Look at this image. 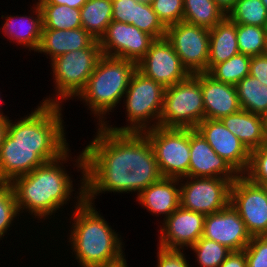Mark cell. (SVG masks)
Listing matches in <instances>:
<instances>
[{
	"label": "cell",
	"instance_id": "obj_40",
	"mask_svg": "<svg viewBox=\"0 0 267 267\" xmlns=\"http://www.w3.org/2000/svg\"><path fill=\"white\" fill-rule=\"evenodd\" d=\"M249 75L267 86V55L251 56Z\"/></svg>",
	"mask_w": 267,
	"mask_h": 267
},
{
	"label": "cell",
	"instance_id": "obj_15",
	"mask_svg": "<svg viewBox=\"0 0 267 267\" xmlns=\"http://www.w3.org/2000/svg\"><path fill=\"white\" fill-rule=\"evenodd\" d=\"M205 215L179 206L170 216L162 220L158 246L167 249L186 250L203 235Z\"/></svg>",
	"mask_w": 267,
	"mask_h": 267
},
{
	"label": "cell",
	"instance_id": "obj_29",
	"mask_svg": "<svg viewBox=\"0 0 267 267\" xmlns=\"http://www.w3.org/2000/svg\"><path fill=\"white\" fill-rule=\"evenodd\" d=\"M227 17L236 24L267 26V8L261 0H237Z\"/></svg>",
	"mask_w": 267,
	"mask_h": 267
},
{
	"label": "cell",
	"instance_id": "obj_9",
	"mask_svg": "<svg viewBox=\"0 0 267 267\" xmlns=\"http://www.w3.org/2000/svg\"><path fill=\"white\" fill-rule=\"evenodd\" d=\"M152 148L163 177H188L190 164V128L157 126L143 132Z\"/></svg>",
	"mask_w": 267,
	"mask_h": 267
},
{
	"label": "cell",
	"instance_id": "obj_36",
	"mask_svg": "<svg viewBox=\"0 0 267 267\" xmlns=\"http://www.w3.org/2000/svg\"><path fill=\"white\" fill-rule=\"evenodd\" d=\"M244 176L258 185L267 182V142L250 151V162Z\"/></svg>",
	"mask_w": 267,
	"mask_h": 267
},
{
	"label": "cell",
	"instance_id": "obj_16",
	"mask_svg": "<svg viewBox=\"0 0 267 267\" xmlns=\"http://www.w3.org/2000/svg\"><path fill=\"white\" fill-rule=\"evenodd\" d=\"M212 149L226 160L240 175H244L250 162V151L220 119H204L195 128Z\"/></svg>",
	"mask_w": 267,
	"mask_h": 267
},
{
	"label": "cell",
	"instance_id": "obj_19",
	"mask_svg": "<svg viewBox=\"0 0 267 267\" xmlns=\"http://www.w3.org/2000/svg\"><path fill=\"white\" fill-rule=\"evenodd\" d=\"M205 119H221L241 110L234 85L215 80L207 72L201 73Z\"/></svg>",
	"mask_w": 267,
	"mask_h": 267
},
{
	"label": "cell",
	"instance_id": "obj_18",
	"mask_svg": "<svg viewBox=\"0 0 267 267\" xmlns=\"http://www.w3.org/2000/svg\"><path fill=\"white\" fill-rule=\"evenodd\" d=\"M240 174L212 149L204 137L190 128L188 177H220L234 181Z\"/></svg>",
	"mask_w": 267,
	"mask_h": 267
},
{
	"label": "cell",
	"instance_id": "obj_1",
	"mask_svg": "<svg viewBox=\"0 0 267 267\" xmlns=\"http://www.w3.org/2000/svg\"><path fill=\"white\" fill-rule=\"evenodd\" d=\"M95 133L83 149L85 199L90 203L105 192L138 196L163 177L144 133L115 132L103 125Z\"/></svg>",
	"mask_w": 267,
	"mask_h": 267
},
{
	"label": "cell",
	"instance_id": "obj_6",
	"mask_svg": "<svg viewBox=\"0 0 267 267\" xmlns=\"http://www.w3.org/2000/svg\"><path fill=\"white\" fill-rule=\"evenodd\" d=\"M165 87L145 76L138 69L131 76L123 104L127 125L116 127L107 121L103 126L115 132L143 133L159 126ZM153 123V124H152ZM114 126V127H112Z\"/></svg>",
	"mask_w": 267,
	"mask_h": 267
},
{
	"label": "cell",
	"instance_id": "obj_49",
	"mask_svg": "<svg viewBox=\"0 0 267 267\" xmlns=\"http://www.w3.org/2000/svg\"><path fill=\"white\" fill-rule=\"evenodd\" d=\"M261 187L264 189L265 194H266V196H267V182H263V183L261 184Z\"/></svg>",
	"mask_w": 267,
	"mask_h": 267
},
{
	"label": "cell",
	"instance_id": "obj_11",
	"mask_svg": "<svg viewBox=\"0 0 267 267\" xmlns=\"http://www.w3.org/2000/svg\"><path fill=\"white\" fill-rule=\"evenodd\" d=\"M165 38L191 75L207 72L209 29L181 21L166 28Z\"/></svg>",
	"mask_w": 267,
	"mask_h": 267
},
{
	"label": "cell",
	"instance_id": "obj_7",
	"mask_svg": "<svg viewBox=\"0 0 267 267\" xmlns=\"http://www.w3.org/2000/svg\"><path fill=\"white\" fill-rule=\"evenodd\" d=\"M102 55L99 41L95 40L88 48L54 58L49 64L53 72L55 94L53 93V98L50 95L43 98L42 103L63 106V100L76 99L85 88Z\"/></svg>",
	"mask_w": 267,
	"mask_h": 267
},
{
	"label": "cell",
	"instance_id": "obj_23",
	"mask_svg": "<svg viewBox=\"0 0 267 267\" xmlns=\"http://www.w3.org/2000/svg\"><path fill=\"white\" fill-rule=\"evenodd\" d=\"M220 120L249 151L267 142L261 115L241 109L236 113L222 117Z\"/></svg>",
	"mask_w": 267,
	"mask_h": 267
},
{
	"label": "cell",
	"instance_id": "obj_43",
	"mask_svg": "<svg viewBox=\"0 0 267 267\" xmlns=\"http://www.w3.org/2000/svg\"><path fill=\"white\" fill-rule=\"evenodd\" d=\"M9 119L0 117V150L8 132Z\"/></svg>",
	"mask_w": 267,
	"mask_h": 267
},
{
	"label": "cell",
	"instance_id": "obj_45",
	"mask_svg": "<svg viewBox=\"0 0 267 267\" xmlns=\"http://www.w3.org/2000/svg\"><path fill=\"white\" fill-rule=\"evenodd\" d=\"M263 126H264V134L267 140V113L262 116Z\"/></svg>",
	"mask_w": 267,
	"mask_h": 267
},
{
	"label": "cell",
	"instance_id": "obj_2",
	"mask_svg": "<svg viewBox=\"0 0 267 267\" xmlns=\"http://www.w3.org/2000/svg\"><path fill=\"white\" fill-rule=\"evenodd\" d=\"M62 111L61 105L39 103L29 115L9 119L0 150V181L11 182L69 149Z\"/></svg>",
	"mask_w": 267,
	"mask_h": 267
},
{
	"label": "cell",
	"instance_id": "obj_31",
	"mask_svg": "<svg viewBox=\"0 0 267 267\" xmlns=\"http://www.w3.org/2000/svg\"><path fill=\"white\" fill-rule=\"evenodd\" d=\"M239 53L249 56L263 55L266 49V27L236 24Z\"/></svg>",
	"mask_w": 267,
	"mask_h": 267
},
{
	"label": "cell",
	"instance_id": "obj_3",
	"mask_svg": "<svg viewBox=\"0 0 267 267\" xmlns=\"http://www.w3.org/2000/svg\"><path fill=\"white\" fill-rule=\"evenodd\" d=\"M70 150L69 148L58 159L44 163L32 172L16 177L10 182L20 215L22 212H28L35 220L38 218L44 222L54 218L59 209L63 210V206L70 203L69 199L73 197L72 192L76 188L73 187L75 185L73 178L69 176L63 164L68 160L75 162L73 165L82 176H85L83 149L75 156L77 157L75 160Z\"/></svg>",
	"mask_w": 267,
	"mask_h": 267
},
{
	"label": "cell",
	"instance_id": "obj_22",
	"mask_svg": "<svg viewBox=\"0 0 267 267\" xmlns=\"http://www.w3.org/2000/svg\"><path fill=\"white\" fill-rule=\"evenodd\" d=\"M95 40L82 27L67 30L42 29L39 47L35 52L48 55L51 62L67 52L88 48Z\"/></svg>",
	"mask_w": 267,
	"mask_h": 267
},
{
	"label": "cell",
	"instance_id": "obj_21",
	"mask_svg": "<svg viewBox=\"0 0 267 267\" xmlns=\"http://www.w3.org/2000/svg\"><path fill=\"white\" fill-rule=\"evenodd\" d=\"M31 10L29 16L1 15V18L6 21L0 27L1 32L4 36H7V39L9 38L11 43L15 42L18 45H22L23 48H29L30 52L38 49L43 29L40 6L35 2Z\"/></svg>",
	"mask_w": 267,
	"mask_h": 267
},
{
	"label": "cell",
	"instance_id": "obj_35",
	"mask_svg": "<svg viewBox=\"0 0 267 267\" xmlns=\"http://www.w3.org/2000/svg\"><path fill=\"white\" fill-rule=\"evenodd\" d=\"M152 8L166 28L183 21V0H154Z\"/></svg>",
	"mask_w": 267,
	"mask_h": 267
},
{
	"label": "cell",
	"instance_id": "obj_37",
	"mask_svg": "<svg viewBox=\"0 0 267 267\" xmlns=\"http://www.w3.org/2000/svg\"><path fill=\"white\" fill-rule=\"evenodd\" d=\"M244 251L247 267H267V236H253Z\"/></svg>",
	"mask_w": 267,
	"mask_h": 267
},
{
	"label": "cell",
	"instance_id": "obj_48",
	"mask_svg": "<svg viewBox=\"0 0 267 267\" xmlns=\"http://www.w3.org/2000/svg\"><path fill=\"white\" fill-rule=\"evenodd\" d=\"M136 1L143 4L152 5L154 0H136Z\"/></svg>",
	"mask_w": 267,
	"mask_h": 267
},
{
	"label": "cell",
	"instance_id": "obj_41",
	"mask_svg": "<svg viewBox=\"0 0 267 267\" xmlns=\"http://www.w3.org/2000/svg\"><path fill=\"white\" fill-rule=\"evenodd\" d=\"M219 267H247L245 251H232Z\"/></svg>",
	"mask_w": 267,
	"mask_h": 267
},
{
	"label": "cell",
	"instance_id": "obj_51",
	"mask_svg": "<svg viewBox=\"0 0 267 267\" xmlns=\"http://www.w3.org/2000/svg\"><path fill=\"white\" fill-rule=\"evenodd\" d=\"M265 55H267V37H266V49H265Z\"/></svg>",
	"mask_w": 267,
	"mask_h": 267
},
{
	"label": "cell",
	"instance_id": "obj_39",
	"mask_svg": "<svg viewBox=\"0 0 267 267\" xmlns=\"http://www.w3.org/2000/svg\"><path fill=\"white\" fill-rule=\"evenodd\" d=\"M136 0H112V20L133 25Z\"/></svg>",
	"mask_w": 267,
	"mask_h": 267
},
{
	"label": "cell",
	"instance_id": "obj_24",
	"mask_svg": "<svg viewBox=\"0 0 267 267\" xmlns=\"http://www.w3.org/2000/svg\"><path fill=\"white\" fill-rule=\"evenodd\" d=\"M239 54L236 23L227 16L209 30L207 73L216 65Z\"/></svg>",
	"mask_w": 267,
	"mask_h": 267
},
{
	"label": "cell",
	"instance_id": "obj_26",
	"mask_svg": "<svg viewBox=\"0 0 267 267\" xmlns=\"http://www.w3.org/2000/svg\"><path fill=\"white\" fill-rule=\"evenodd\" d=\"M183 5V21L209 30L227 16L214 0H183Z\"/></svg>",
	"mask_w": 267,
	"mask_h": 267
},
{
	"label": "cell",
	"instance_id": "obj_17",
	"mask_svg": "<svg viewBox=\"0 0 267 267\" xmlns=\"http://www.w3.org/2000/svg\"><path fill=\"white\" fill-rule=\"evenodd\" d=\"M202 237L216 241L231 251L244 250L252 238L231 204L218 212L205 215Z\"/></svg>",
	"mask_w": 267,
	"mask_h": 267
},
{
	"label": "cell",
	"instance_id": "obj_42",
	"mask_svg": "<svg viewBox=\"0 0 267 267\" xmlns=\"http://www.w3.org/2000/svg\"><path fill=\"white\" fill-rule=\"evenodd\" d=\"M87 0H37V4L67 5L70 8L81 9Z\"/></svg>",
	"mask_w": 267,
	"mask_h": 267
},
{
	"label": "cell",
	"instance_id": "obj_20",
	"mask_svg": "<svg viewBox=\"0 0 267 267\" xmlns=\"http://www.w3.org/2000/svg\"><path fill=\"white\" fill-rule=\"evenodd\" d=\"M139 205L164 220L180 206V179L162 177L144 189L137 197Z\"/></svg>",
	"mask_w": 267,
	"mask_h": 267
},
{
	"label": "cell",
	"instance_id": "obj_44",
	"mask_svg": "<svg viewBox=\"0 0 267 267\" xmlns=\"http://www.w3.org/2000/svg\"><path fill=\"white\" fill-rule=\"evenodd\" d=\"M237 0H214V2L227 14L228 11L236 4Z\"/></svg>",
	"mask_w": 267,
	"mask_h": 267
},
{
	"label": "cell",
	"instance_id": "obj_46",
	"mask_svg": "<svg viewBox=\"0 0 267 267\" xmlns=\"http://www.w3.org/2000/svg\"><path fill=\"white\" fill-rule=\"evenodd\" d=\"M109 267H129V266L127 264V260L125 259L123 262Z\"/></svg>",
	"mask_w": 267,
	"mask_h": 267
},
{
	"label": "cell",
	"instance_id": "obj_30",
	"mask_svg": "<svg viewBox=\"0 0 267 267\" xmlns=\"http://www.w3.org/2000/svg\"><path fill=\"white\" fill-rule=\"evenodd\" d=\"M250 61L251 56L239 53L225 62L216 64L208 74L217 81L235 86L249 75Z\"/></svg>",
	"mask_w": 267,
	"mask_h": 267
},
{
	"label": "cell",
	"instance_id": "obj_13",
	"mask_svg": "<svg viewBox=\"0 0 267 267\" xmlns=\"http://www.w3.org/2000/svg\"><path fill=\"white\" fill-rule=\"evenodd\" d=\"M137 69L165 88L191 75L165 37L151 43L146 55L137 63Z\"/></svg>",
	"mask_w": 267,
	"mask_h": 267
},
{
	"label": "cell",
	"instance_id": "obj_5",
	"mask_svg": "<svg viewBox=\"0 0 267 267\" xmlns=\"http://www.w3.org/2000/svg\"><path fill=\"white\" fill-rule=\"evenodd\" d=\"M136 69L134 61L123 58L102 55L99 59L85 88L77 96V100L87 105L90 114L93 113V118H97L96 126L104 125L107 122L105 115L120 104Z\"/></svg>",
	"mask_w": 267,
	"mask_h": 267
},
{
	"label": "cell",
	"instance_id": "obj_38",
	"mask_svg": "<svg viewBox=\"0 0 267 267\" xmlns=\"http://www.w3.org/2000/svg\"><path fill=\"white\" fill-rule=\"evenodd\" d=\"M157 249L156 267H192L187 263V256L183 249H167L161 246Z\"/></svg>",
	"mask_w": 267,
	"mask_h": 267
},
{
	"label": "cell",
	"instance_id": "obj_28",
	"mask_svg": "<svg viewBox=\"0 0 267 267\" xmlns=\"http://www.w3.org/2000/svg\"><path fill=\"white\" fill-rule=\"evenodd\" d=\"M38 5L42 13L43 29L67 30L82 27L80 9L67 5Z\"/></svg>",
	"mask_w": 267,
	"mask_h": 267
},
{
	"label": "cell",
	"instance_id": "obj_50",
	"mask_svg": "<svg viewBox=\"0 0 267 267\" xmlns=\"http://www.w3.org/2000/svg\"><path fill=\"white\" fill-rule=\"evenodd\" d=\"M264 4V6L267 8V0H261Z\"/></svg>",
	"mask_w": 267,
	"mask_h": 267
},
{
	"label": "cell",
	"instance_id": "obj_14",
	"mask_svg": "<svg viewBox=\"0 0 267 267\" xmlns=\"http://www.w3.org/2000/svg\"><path fill=\"white\" fill-rule=\"evenodd\" d=\"M154 40L151 35L132 24L112 20L99 44L103 55L123 58L137 64Z\"/></svg>",
	"mask_w": 267,
	"mask_h": 267
},
{
	"label": "cell",
	"instance_id": "obj_8",
	"mask_svg": "<svg viewBox=\"0 0 267 267\" xmlns=\"http://www.w3.org/2000/svg\"><path fill=\"white\" fill-rule=\"evenodd\" d=\"M204 119L201 73L165 88L160 127L195 129Z\"/></svg>",
	"mask_w": 267,
	"mask_h": 267
},
{
	"label": "cell",
	"instance_id": "obj_47",
	"mask_svg": "<svg viewBox=\"0 0 267 267\" xmlns=\"http://www.w3.org/2000/svg\"><path fill=\"white\" fill-rule=\"evenodd\" d=\"M1 103H2V99H1V95H0V117L9 119V117L3 113V110L1 108L2 107Z\"/></svg>",
	"mask_w": 267,
	"mask_h": 267
},
{
	"label": "cell",
	"instance_id": "obj_33",
	"mask_svg": "<svg viewBox=\"0 0 267 267\" xmlns=\"http://www.w3.org/2000/svg\"><path fill=\"white\" fill-rule=\"evenodd\" d=\"M18 216L20 213L10 182L0 181V240H3L7 231L12 230L10 227L16 219L19 221Z\"/></svg>",
	"mask_w": 267,
	"mask_h": 267
},
{
	"label": "cell",
	"instance_id": "obj_12",
	"mask_svg": "<svg viewBox=\"0 0 267 267\" xmlns=\"http://www.w3.org/2000/svg\"><path fill=\"white\" fill-rule=\"evenodd\" d=\"M230 204L244 221L251 237L267 236V196L261 185L240 175L232 182Z\"/></svg>",
	"mask_w": 267,
	"mask_h": 267
},
{
	"label": "cell",
	"instance_id": "obj_25",
	"mask_svg": "<svg viewBox=\"0 0 267 267\" xmlns=\"http://www.w3.org/2000/svg\"><path fill=\"white\" fill-rule=\"evenodd\" d=\"M112 14V0H87L80 9L82 28L99 41L112 22Z\"/></svg>",
	"mask_w": 267,
	"mask_h": 267
},
{
	"label": "cell",
	"instance_id": "obj_32",
	"mask_svg": "<svg viewBox=\"0 0 267 267\" xmlns=\"http://www.w3.org/2000/svg\"><path fill=\"white\" fill-rule=\"evenodd\" d=\"M190 249L196 253L195 262L200 267H219L232 252L220 243L204 237L199 238Z\"/></svg>",
	"mask_w": 267,
	"mask_h": 267
},
{
	"label": "cell",
	"instance_id": "obj_34",
	"mask_svg": "<svg viewBox=\"0 0 267 267\" xmlns=\"http://www.w3.org/2000/svg\"><path fill=\"white\" fill-rule=\"evenodd\" d=\"M133 25L154 39H160L166 35V27L153 11L152 5L139 2L135 4Z\"/></svg>",
	"mask_w": 267,
	"mask_h": 267
},
{
	"label": "cell",
	"instance_id": "obj_27",
	"mask_svg": "<svg viewBox=\"0 0 267 267\" xmlns=\"http://www.w3.org/2000/svg\"><path fill=\"white\" fill-rule=\"evenodd\" d=\"M237 97L243 110L261 115L267 113V86L247 75L235 85Z\"/></svg>",
	"mask_w": 267,
	"mask_h": 267
},
{
	"label": "cell",
	"instance_id": "obj_10",
	"mask_svg": "<svg viewBox=\"0 0 267 267\" xmlns=\"http://www.w3.org/2000/svg\"><path fill=\"white\" fill-rule=\"evenodd\" d=\"M231 186L220 177L180 178V206L204 215L218 212L230 204Z\"/></svg>",
	"mask_w": 267,
	"mask_h": 267
},
{
	"label": "cell",
	"instance_id": "obj_4",
	"mask_svg": "<svg viewBox=\"0 0 267 267\" xmlns=\"http://www.w3.org/2000/svg\"><path fill=\"white\" fill-rule=\"evenodd\" d=\"M80 178L79 192L74 193L77 198H73L76 203L71 212L72 223L69 221L72 225L67 242L71 244L72 257L75 255L73 258L80 263L79 267H109L119 264L126 259L122 236L96 210L95 203L85 199V176Z\"/></svg>",
	"mask_w": 267,
	"mask_h": 267
}]
</instances>
